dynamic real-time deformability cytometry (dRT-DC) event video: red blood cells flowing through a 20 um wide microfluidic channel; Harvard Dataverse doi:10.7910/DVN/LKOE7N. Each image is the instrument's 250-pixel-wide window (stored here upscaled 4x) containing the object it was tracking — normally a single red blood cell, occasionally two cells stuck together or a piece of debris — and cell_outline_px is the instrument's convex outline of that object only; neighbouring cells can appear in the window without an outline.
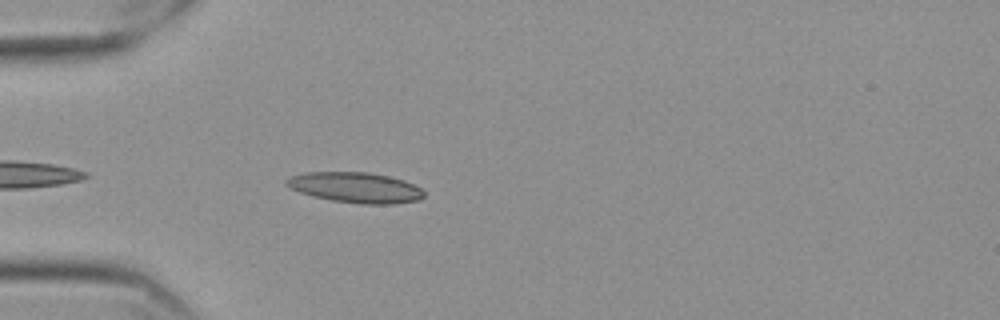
{"species": "Egyptian fruit bat (a non-hibernating species)", "species_latin": "Rousettus aegyptiacus", "temperature_condition": "cold", "stored_images_in_passage": 31, "camera_frame_rate_fps": 3000, "um_per_image_px": 0.085, "frame": {"image": 1, "passage_image": 4, "time_ms": 1.0, "image_size_px": [1000, 320], "cell_outline_px": [[424, 196], [420, 200], [392, 204], [360, 204], [332, 200], [312, 196], [300, 192], [284, 184], [284, 180], [292, 176], [304, 172], [368, 172], [388, 176], [404, 180], [420, 188], [424, 192]], "centroid_in_image_um": [30.21, 15.94], "position_along_channel_um": 54.8, "area_um2": 24.39}}
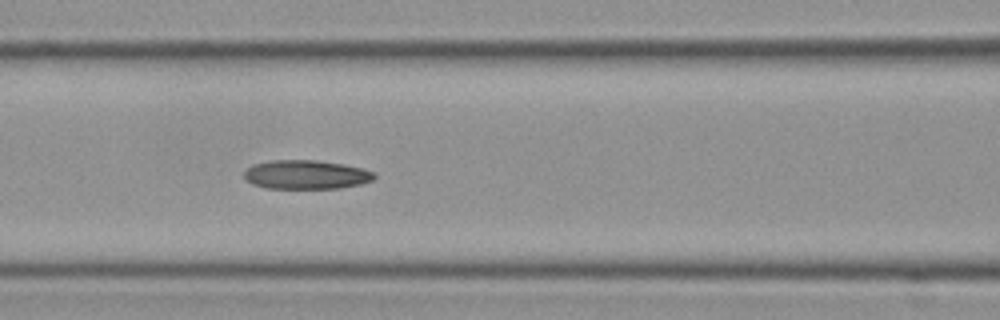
{"frame": {"image": 2, "passage_image": 12, "time_ms": 3.667, "image_size_px": [1000, 320], "cell_outline_px": [[376, 176], [372, 180], [360, 184], [340, 188], [264, 188], [252, 184], [244, 180], [244, 172], [252, 164], [272, 160], [316, 160], [344, 164], [364, 168], [376, 172]], "centroid_in_image_um": [26.02, 14.84], "position_along_channel_um": 140.6, "area_um2": 22.2}}
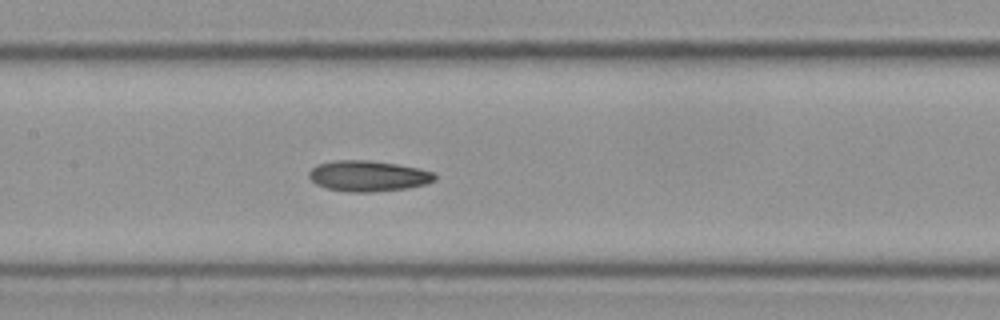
{"frame": {"image": 3, "passage_image": 15, "time_ms": 4.667, "image_size_px": [1000, 320], "cell_outline_px": [[436, 180], [424, 184], [408, 188], [372, 192], [348, 192], [328, 188], [316, 184], [308, 176], [308, 172], [316, 164], [332, 160], [368, 160], [396, 164], [420, 168], [436, 172]], "centroid_in_image_um": [31.3, 14.95], "position_along_channel_um": 176.1, "area_um2": 22.72}}